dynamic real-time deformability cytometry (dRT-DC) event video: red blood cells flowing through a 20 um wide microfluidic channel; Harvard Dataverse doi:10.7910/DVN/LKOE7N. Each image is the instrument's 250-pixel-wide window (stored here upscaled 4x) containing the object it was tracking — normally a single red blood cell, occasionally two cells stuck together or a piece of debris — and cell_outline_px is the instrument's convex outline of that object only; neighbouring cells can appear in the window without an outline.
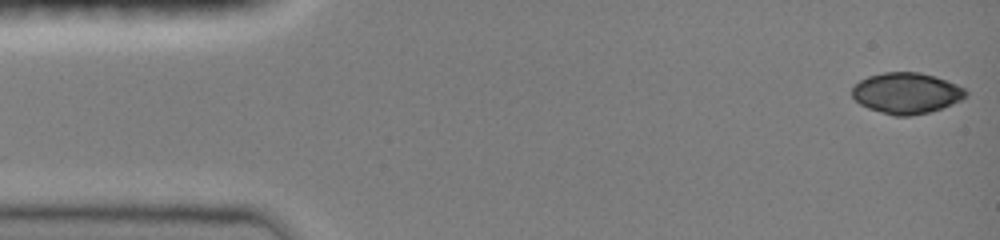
{"species": "common noctule bat (a hibernating species)", "species_latin": "Nyctalus noctula", "temperature_condition": "room temperature", "stored_images_in_passage": 10, "camera_frame_rate_fps": 3000, "um_per_image_px": 0.085, "animal": {"sex": "female", "body_mass_g": 19.0, "forearm_length_mm": 51.5}, "frame": {"image": 1, "passage_image": 1, "time_ms": 0.0, "image_size_px": [1000, 240], "cell_outline_px": [[968, 96], [952, 104], [928, 112], [912, 116], [892, 116], [868, 108], [860, 104], [852, 96], [852, 88], [860, 80], [868, 76], [884, 72], [920, 72], [956, 84], [964, 88], [968, 92]], "centroid_in_image_um": [77.03, 7.92], "position_along_channel_um": 8.0, "area_um2": 27.05}}